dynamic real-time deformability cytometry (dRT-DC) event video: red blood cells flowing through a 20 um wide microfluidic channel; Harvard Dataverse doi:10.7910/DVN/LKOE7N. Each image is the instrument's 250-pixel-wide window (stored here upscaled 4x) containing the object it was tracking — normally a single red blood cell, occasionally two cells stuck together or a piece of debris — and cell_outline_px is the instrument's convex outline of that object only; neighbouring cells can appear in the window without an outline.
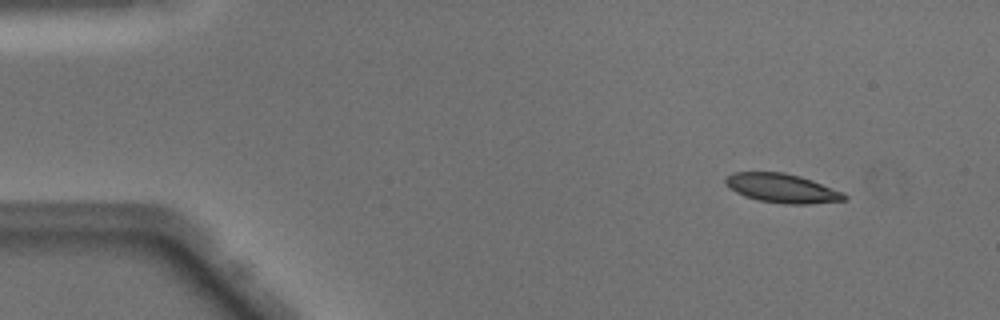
{"species": "Egyptian fruit bat (a non-hibernating species)", "species_latin": "Rousettus aegyptiacus", "temperature_condition": "warm", "stored_images_in_passage": 45, "camera_frame_rate_fps": 3000, "um_per_image_px": 0.085, "animal": {"sex": "male"}, "frame": {"image": 1, "passage_image": 1, "time_ms": 0.0, "image_size_px": [1000, 320], "cell_outline_px": [[848, 200], [808, 204], [784, 204], [760, 200], [744, 196], [728, 188], [724, 184], [724, 180], [732, 172], [784, 172], [800, 176], [812, 180], [844, 192], [848, 196]], "centroid_in_image_um": [66.49, 16.0], "position_along_channel_um": 18.5, "area_um2": 20.29}}
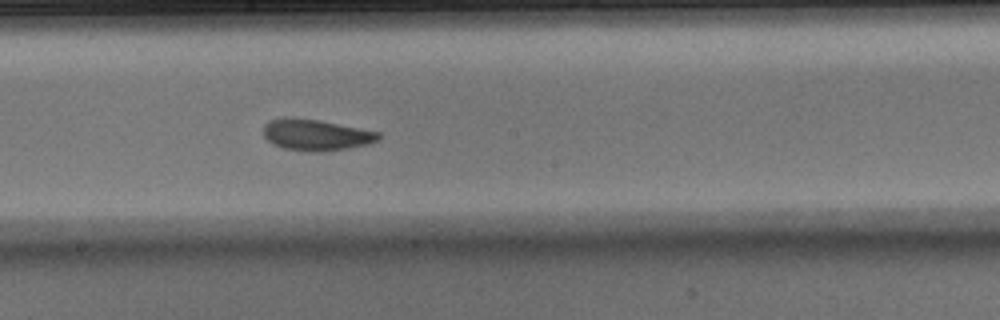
{"frame": {"image": 2, "passage_image": 23, "time_ms": 7.333, "image_size_px": [1000, 320], "cell_outline_px": [[380, 140], [368, 144], [348, 148], [324, 152], [308, 152], [284, 148], [272, 144], [264, 136], [264, 124], [272, 120], [284, 116], [292, 116], [320, 120], [380, 132]], "centroid_in_image_um": [26.86, 11.46], "position_along_channel_um": 221.3, "area_um2": 21.27}}
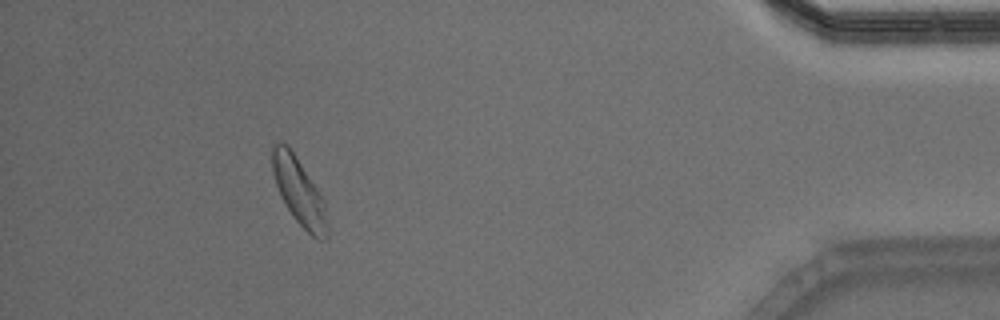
{"frame": {"image": 3, "passage_image": 41, "time_ms": 13.333, "image_size_px": [1000, 320], "cell_outline_px": [[328, 236], [324, 240], [320, 240], [312, 236], [296, 220], [280, 196], [272, 172], [272, 144], [288, 144], [324, 200], [328, 224]], "centroid_in_image_um": [25.43, 16.31], "position_along_channel_um": 409.8, "area_um2": 21.1}, "authors_computed_cell_mechanics": {"area_um2": 20.5768, "velocity_mm_per_s": 4.0641, "shape_relaxation_time_tau1_ms": 2.883, "shape_relaxation_time_tau2_ms": 1.3639, "deformation_change_tau1": 0.13, "deformation_change_tau2": 0.0762}}